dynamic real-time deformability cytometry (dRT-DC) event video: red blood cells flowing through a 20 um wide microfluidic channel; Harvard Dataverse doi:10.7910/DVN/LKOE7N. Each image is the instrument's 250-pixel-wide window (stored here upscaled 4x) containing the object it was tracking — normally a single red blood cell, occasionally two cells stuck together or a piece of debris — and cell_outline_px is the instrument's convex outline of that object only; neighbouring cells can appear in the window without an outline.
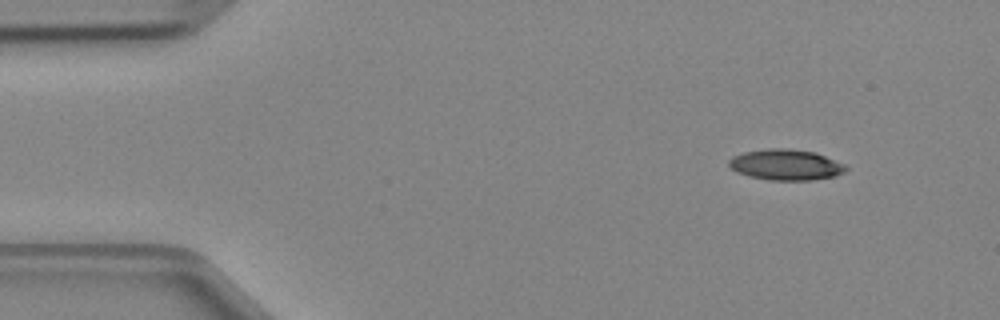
{"species": "Egyptian fruit bat (a non-hibernating species)", "species_latin": "Rousettus aegyptiacus", "temperature_condition": "cold", "stored_images_in_passage": 3, "camera_frame_rate_fps": 3000, "um_per_image_px": 0.085, "animal": {"sex": "female"}, "frame": {"image": 1, "passage_image": 1, "time_ms": 0.0, "image_size_px": [1000, 320], "cell_outline_px": [[848, 168], [844, 172], [836, 176], [812, 180], [768, 180], [748, 176], [736, 172], [728, 164], [728, 160], [732, 156], [744, 152], [768, 148], [788, 148], [812, 152], [824, 156], [844, 164]], "centroid_in_image_um": [66.76, 14.01], "position_along_channel_um": 18.2, "area_um2": 20.98}}